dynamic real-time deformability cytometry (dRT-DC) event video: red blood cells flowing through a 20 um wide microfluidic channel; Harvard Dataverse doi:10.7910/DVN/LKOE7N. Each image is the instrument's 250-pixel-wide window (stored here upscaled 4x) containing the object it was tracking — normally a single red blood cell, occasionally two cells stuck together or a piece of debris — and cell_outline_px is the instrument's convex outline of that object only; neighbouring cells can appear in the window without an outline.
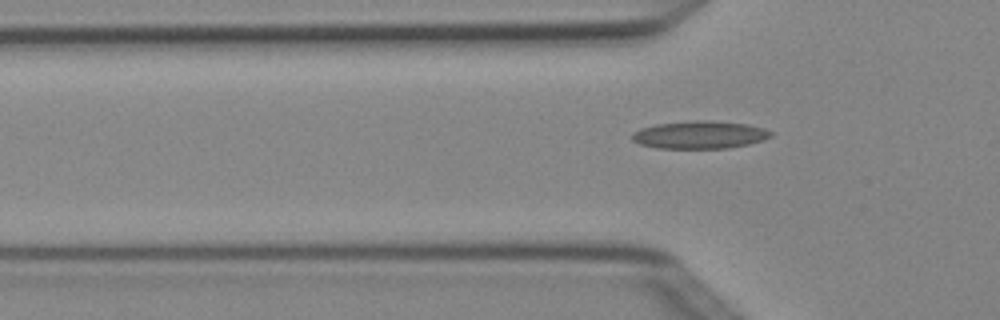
{"species": "Egyptian fruit bat (a non-hibernating species)", "species_latin": "Rousettus aegyptiacus", "temperature_condition": "cold", "stored_images_in_passage": 6, "camera_frame_rate_fps": 3000, "um_per_image_px": 0.085, "animal": {"sex": "female"}, "frame": {"image": 1, "passage_image": 6, "time_ms": 1.667, "image_size_px": [1000, 320], "cell_outline_px": [[772, 136], [764, 140], [748, 144], [728, 148], [656, 148], [640, 144], [632, 140], [632, 132], [640, 128], [656, 124], [696, 120], [712, 120], [748, 124], [764, 128], [772, 132]], "centroid_in_image_um": [59.48, 11.45], "position_along_channel_um": 66.3, "area_um2": 22.54}}